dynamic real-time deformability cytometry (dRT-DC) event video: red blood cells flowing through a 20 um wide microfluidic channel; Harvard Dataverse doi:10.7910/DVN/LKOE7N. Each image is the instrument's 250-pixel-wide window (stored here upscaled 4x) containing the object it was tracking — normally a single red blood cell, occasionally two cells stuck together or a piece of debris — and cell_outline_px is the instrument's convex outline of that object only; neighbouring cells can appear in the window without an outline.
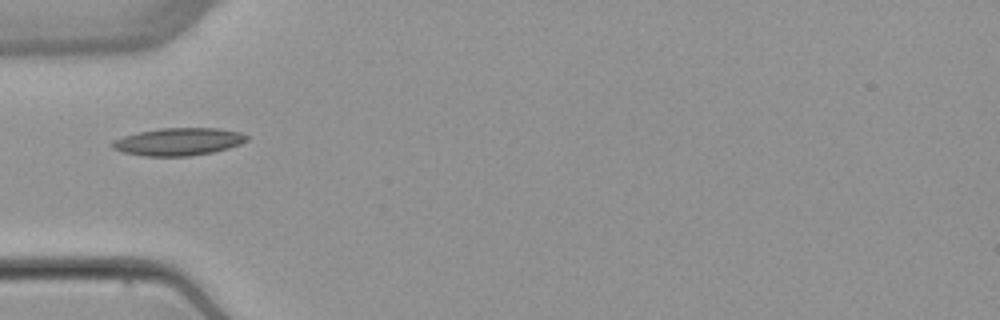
{"species": "common noctule bat (a hibernating species)", "species_latin": "Nyctalus noctula", "temperature_condition": "warm", "stored_images_in_passage": 6, "camera_frame_rate_fps": 3000, "um_per_image_px": 0.085, "animal": {"sex": "female", "body_mass_g": 22.7, "forearm_length_mm": 54.2}, "frame": {"image": 1, "passage_image": 5, "time_ms": 5.0, "image_size_px": [1000, 320], "cell_outline_px": [[248, 140], [240, 144], [228, 148], [212, 152], [188, 156], [144, 156], [124, 152], [112, 148], [108, 144], [112, 140], [124, 136], [140, 132], [160, 128], [220, 128], [240, 132], [248, 136]], "centroid_in_image_um": [15.15, 12.04], "position_along_channel_um": 69.8, "area_um2": 21.62}}
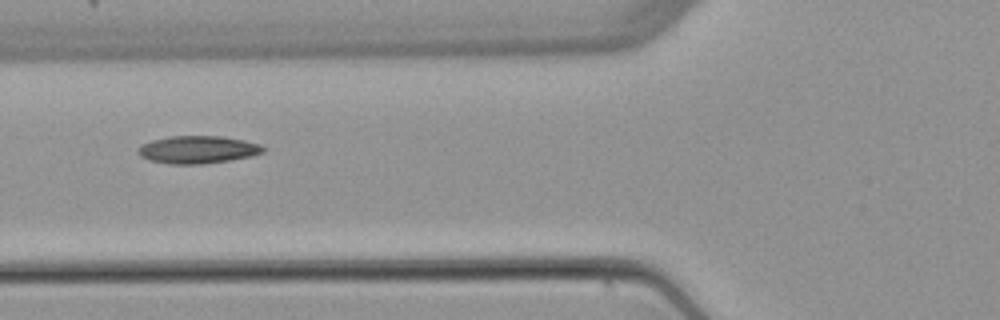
{"frame": {"image": 2, "passage_image": 6, "time_ms": 6.0, "image_size_px": [1000, 320], "cell_outline_px": [[264, 152], [252, 156], [228, 160], [200, 164], [168, 164], [148, 160], [140, 156], [136, 152], [136, 148], [140, 144], [152, 140], [168, 136], [220, 136], [244, 140], [260, 144], [264, 148]], "centroid_in_image_um": [16.74, 12.71], "position_along_channel_um": 109.1, "area_um2": 20.29}}